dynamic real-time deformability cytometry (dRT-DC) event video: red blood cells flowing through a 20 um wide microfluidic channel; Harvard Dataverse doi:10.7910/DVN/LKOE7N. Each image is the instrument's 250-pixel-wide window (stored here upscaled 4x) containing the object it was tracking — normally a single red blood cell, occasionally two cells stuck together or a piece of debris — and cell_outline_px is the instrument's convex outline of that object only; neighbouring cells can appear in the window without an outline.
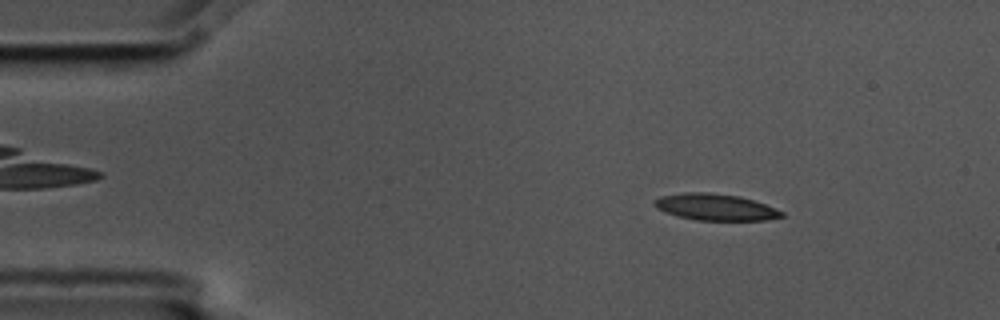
{"species": "common noctule bat (a hibernating species)", "species_latin": "Nyctalus noctula", "temperature_condition": "cold", "stored_images_in_passage": 4, "camera_frame_rate_fps": 3000, "um_per_image_px": 0.085, "animal": {"sex": "male", "body_mass_g": 17.5, "forearm_length_mm": 52.3}, "frame": {"image": 1, "passage_image": 2, "time_ms": 0.333, "image_size_px": [1000, 320], "cell_outline_px": [[784, 216], [764, 220], [696, 220], [676, 216], [656, 208], [652, 204], [652, 200], [660, 196], [684, 192], [708, 192], [740, 196], [764, 204], [784, 212]], "centroid_in_image_um": [60.74, 17.59], "position_along_channel_um": 24.3, "area_um2": 19.71}}